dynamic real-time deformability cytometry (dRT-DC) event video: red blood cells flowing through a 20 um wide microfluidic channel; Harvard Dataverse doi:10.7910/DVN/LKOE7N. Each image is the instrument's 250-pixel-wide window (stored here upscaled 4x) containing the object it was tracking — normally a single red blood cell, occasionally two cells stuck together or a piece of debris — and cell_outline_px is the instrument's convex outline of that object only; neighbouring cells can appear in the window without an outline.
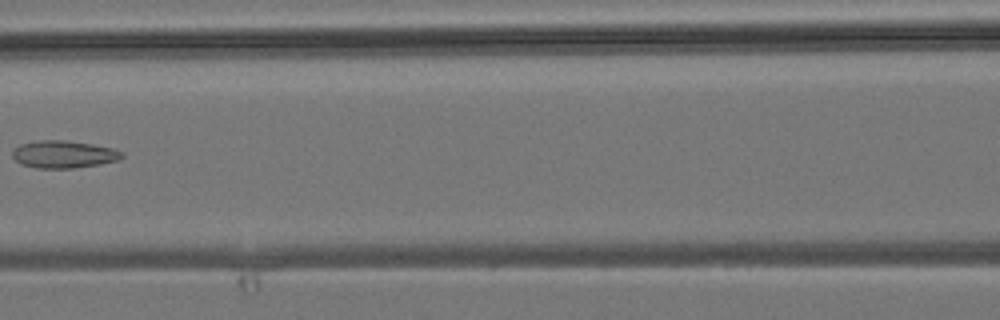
{"species": "common noctule bat (a hibernating species)", "species_latin": "Nyctalus noctula", "temperature_condition": "room temperature", "stored_images_in_passage": 5, "camera_frame_rate_fps": 3000, "um_per_image_px": 0.085, "animal": {"sex": "male", "body_mass_g": 19.2, "forearm_length_mm": 51.8}, "frame": {"image": 1, "passage_image": 5, "time_ms": 4.667, "image_size_px": [1000, 320], "cell_outline_px": [[124, 156], [120, 160], [100, 164], [72, 168], [36, 168], [20, 164], [12, 156], [12, 152], [20, 144], [36, 140], [68, 140], [92, 144], [112, 148], [124, 152]], "centroid_in_image_um": [5.43, 13.11], "position_along_channel_um": 161.2, "area_um2": 17.63}}